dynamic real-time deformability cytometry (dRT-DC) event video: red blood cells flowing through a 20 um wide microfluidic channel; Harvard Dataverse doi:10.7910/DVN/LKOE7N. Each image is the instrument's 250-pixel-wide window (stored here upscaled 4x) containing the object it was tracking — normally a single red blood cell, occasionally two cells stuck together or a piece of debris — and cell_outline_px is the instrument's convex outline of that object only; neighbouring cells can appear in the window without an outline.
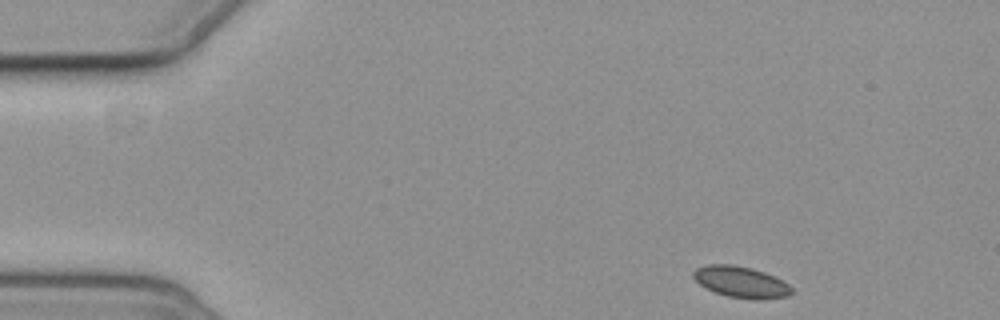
{"species": "common noctule bat (a hibernating species)", "species_latin": "Nyctalus noctula", "temperature_condition": "cold", "stored_images_in_passage": 4, "camera_frame_rate_fps": 3000, "um_per_image_px": 0.085, "animal": {"sex": "female", "body_mass_g": 19.3, "forearm_length_mm": 54.1}, "frame": {"image": 1, "passage_image": 1, "time_ms": 0.0, "image_size_px": [1000, 320], "cell_outline_px": [[792, 292], [788, 296], [764, 300], [756, 300], [728, 296], [704, 288], [692, 276], [692, 272], [696, 268], [708, 264], [732, 264], [752, 268], [764, 272], [788, 284], [792, 288]], "centroid_in_image_um": [62.96, 23.97], "position_along_channel_um": 22.0, "area_um2": 17.92}}